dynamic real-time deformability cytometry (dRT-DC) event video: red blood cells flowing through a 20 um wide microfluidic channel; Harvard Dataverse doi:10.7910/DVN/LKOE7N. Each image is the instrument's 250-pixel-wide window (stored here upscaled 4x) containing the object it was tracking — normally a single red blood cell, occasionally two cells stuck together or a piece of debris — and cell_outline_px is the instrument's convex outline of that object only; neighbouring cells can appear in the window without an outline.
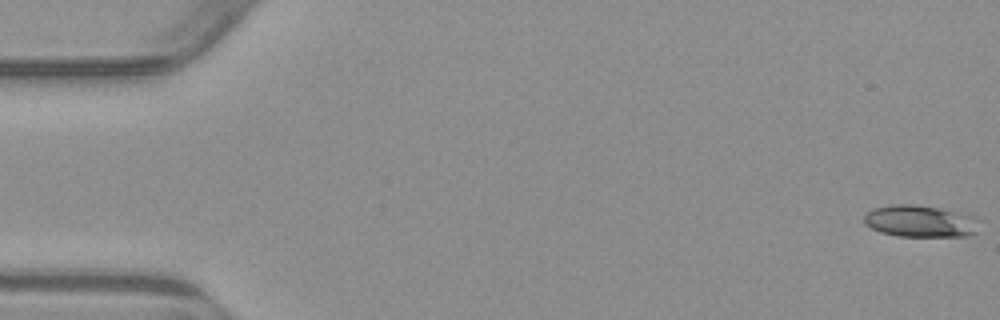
{"species": "common noctule bat (a hibernating species)", "species_latin": "Nyctalus noctula", "temperature_condition": "warm", "stored_images_in_passage": 5, "camera_frame_rate_fps": 3000, "um_per_image_px": 0.085, "animal": {"sex": "male", "body_mass_g": 23.1, "forearm_length_mm": 52.7}, "frame": {"image": 1, "passage_image": 1, "time_ms": 0.0, "image_size_px": [1000, 320], "cell_outline_px": [[980, 232], [968, 236], [896, 236], [880, 232], [864, 224], [864, 216], [868, 212], [876, 208], [892, 204], [916, 204], [940, 208], [976, 216], [980, 220]], "centroid_in_image_um": [78.3, 18.81], "position_along_channel_um": 6.7, "area_um2": 21.79}}
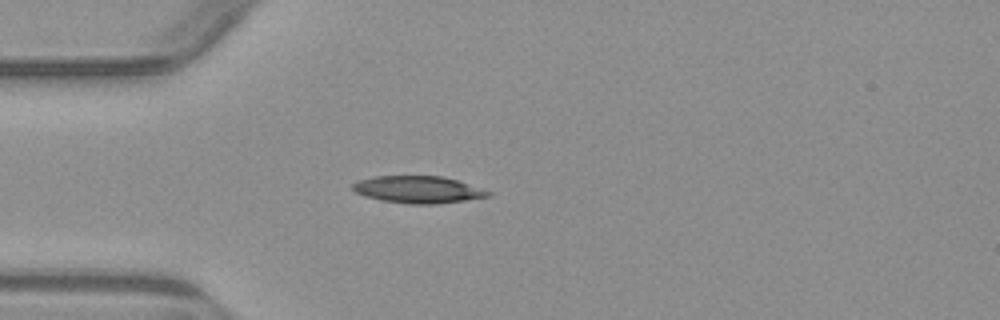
{"frame": {"image": 2, "passage_image": 5, "time_ms": 4.667, "image_size_px": [1000, 320], "cell_outline_px": [[492, 196], [436, 204], [408, 204], [380, 200], [364, 196], [356, 192], [352, 188], [352, 184], [360, 180], [376, 176], [440, 176], [456, 180], [492, 192]], "centroid_in_image_um": [35.52, 16.12], "position_along_channel_um": 49.5, "area_um2": 21.21}}